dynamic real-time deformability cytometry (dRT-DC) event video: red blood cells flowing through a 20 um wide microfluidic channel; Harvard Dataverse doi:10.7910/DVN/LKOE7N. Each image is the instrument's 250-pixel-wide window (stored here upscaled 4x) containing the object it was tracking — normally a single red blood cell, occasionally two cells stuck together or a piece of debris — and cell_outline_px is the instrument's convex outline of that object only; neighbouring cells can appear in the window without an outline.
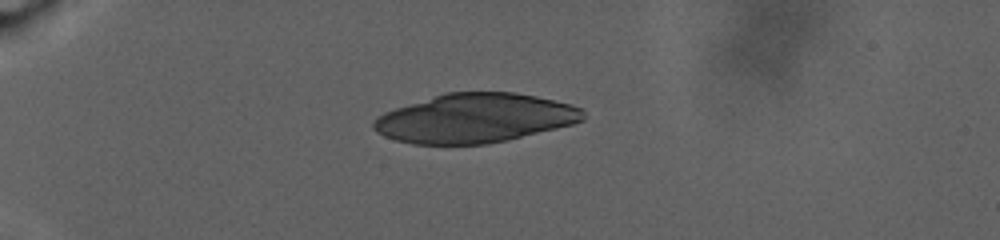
{"species": "human", "species_latin": "Homo sapiens", "temperature_condition": "warm", "stored_images_in_passage": 71, "camera_frame_rate_fps": 3000, "um_per_image_px": 0.085, "donor": {"sex": "male"}, "frame": {"image": 1, "passage_image": 1, "time_ms": 0.0, "image_size_px": [1000, 240], "cell_outline_px": [[584, 120], [572, 124], [488, 144], [412, 144], [396, 140], [384, 136], [372, 128], [372, 124], [376, 116], [384, 112], [444, 92], [512, 92], [536, 96], [568, 104], [580, 108], [584, 112]], "centroid_in_image_um": [40.31, 10.04], "position_along_channel_um": 44.7, "area_um2": 59.53}}